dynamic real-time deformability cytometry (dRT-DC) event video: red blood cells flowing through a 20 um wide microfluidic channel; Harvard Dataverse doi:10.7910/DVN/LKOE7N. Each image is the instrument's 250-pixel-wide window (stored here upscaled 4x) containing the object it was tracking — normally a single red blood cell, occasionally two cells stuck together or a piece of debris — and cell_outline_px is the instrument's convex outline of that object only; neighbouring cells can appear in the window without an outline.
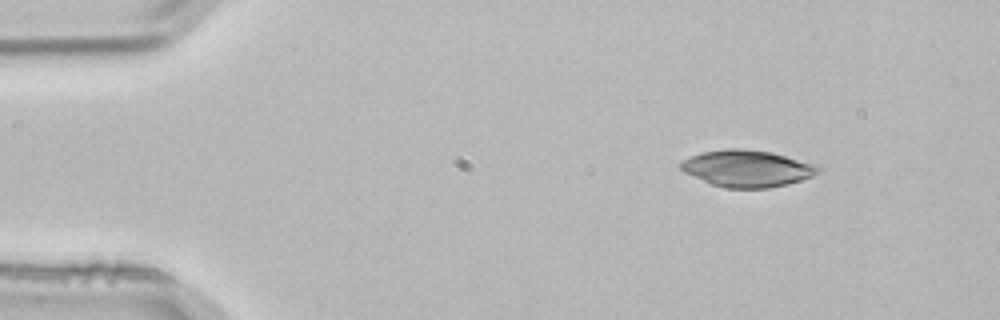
{"species": "common noctule bat (a hibernating species)", "species_latin": "Nyctalus noctula", "temperature_condition": "room temperature", "stored_images_in_passage": 2, "camera_frame_rate_fps": 3000, "um_per_image_px": 0.085, "animal": {"sex": "male", "body_mass_g": 21.5, "forearm_length_mm": 52.0}, "frame": {"image": 1, "passage_image": 1, "time_ms": 0.0, "image_size_px": [1000, 320], "cell_outline_px": [[820, 172], [812, 176], [800, 180], [768, 188], [728, 188], [712, 184], [684, 172], [680, 168], [680, 164], [684, 160], [700, 152], [724, 148], [744, 148], [772, 152], [812, 164], [820, 168]], "centroid_in_image_um": [63.47, 14.3], "position_along_channel_um": 21.5, "area_um2": 29.07}}